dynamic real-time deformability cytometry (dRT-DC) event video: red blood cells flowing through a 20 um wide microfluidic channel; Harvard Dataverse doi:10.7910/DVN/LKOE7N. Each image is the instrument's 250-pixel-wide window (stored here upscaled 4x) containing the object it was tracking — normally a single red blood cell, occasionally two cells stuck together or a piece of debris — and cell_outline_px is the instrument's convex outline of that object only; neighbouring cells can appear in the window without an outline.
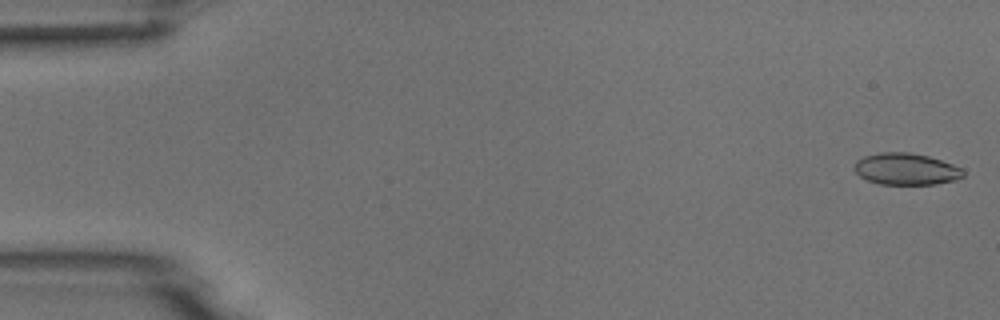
{"species": "common noctule bat (a hibernating species)", "species_latin": "Nyctalus noctula", "temperature_condition": "room temperature", "stored_images_in_passage": 5, "camera_frame_rate_fps": 3000, "um_per_image_px": 0.085, "animal": {"sex": "male", "body_mass_g": 18.8}, "frame": {"image": 1, "passage_image": 1, "time_ms": 0.0, "image_size_px": [1000, 320], "cell_outline_px": [[964, 176], [956, 180], [936, 184], [880, 184], [868, 180], [860, 176], [852, 168], [856, 160], [864, 156], [880, 152], [908, 152], [928, 156], [964, 168]], "centroid_in_image_um": [77.01, 14.36], "position_along_channel_um": 8.0, "area_um2": 20.23}}
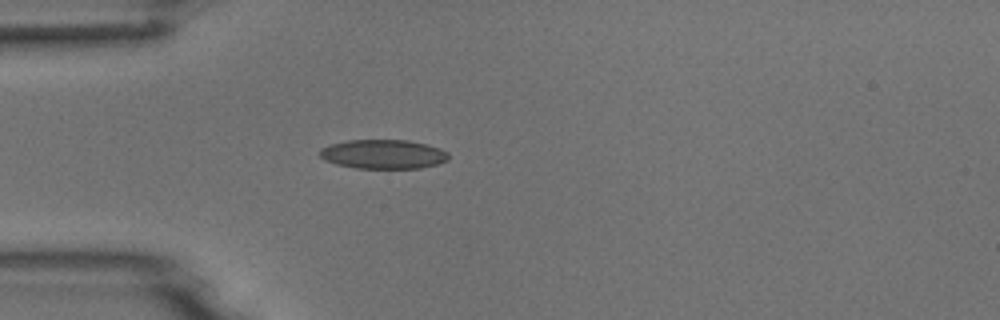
{"frame": {"image": 2, "passage_image": 5, "time_ms": 4.667, "image_size_px": [1000, 320], "cell_outline_px": [[448, 160], [436, 164], [420, 168], [356, 168], [336, 164], [324, 160], [320, 156], [320, 148], [332, 144], [348, 140], [408, 140], [440, 148], [448, 152]], "centroid_in_image_um": [32.57, 13.1], "position_along_channel_um": 52.4, "area_um2": 21.79}}